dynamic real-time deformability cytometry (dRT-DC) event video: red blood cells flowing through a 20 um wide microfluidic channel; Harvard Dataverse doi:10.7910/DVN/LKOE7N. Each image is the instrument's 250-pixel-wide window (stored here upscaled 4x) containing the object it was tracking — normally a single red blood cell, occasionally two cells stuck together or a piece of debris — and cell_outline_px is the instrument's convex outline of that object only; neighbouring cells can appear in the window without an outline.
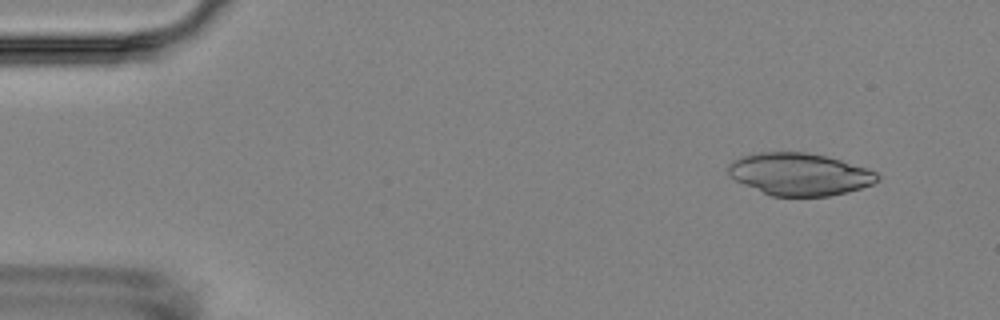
{"species": "Egyptian fruit bat (a non-hibernating species)", "species_latin": "Rousettus aegyptiacus", "temperature_condition": "room temperature", "stored_images_in_passage": 5, "camera_frame_rate_fps": 3000, "um_per_image_px": 0.085, "animal": {"sex": "female"}, "frame": {"image": 1, "passage_image": 2, "time_ms": 1.333, "image_size_px": [1000, 320], "cell_outline_px": [[880, 180], [872, 184], [848, 192], [828, 196], [772, 196], [744, 184], [736, 180], [728, 172], [728, 164], [732, 160], [740, 156], [760, 152], [804, 152], [824, 156], [840, 160], [868, 168], [876, 172], [880, 176]], "centroid_in_image_um": [67.97, 14.8], "position_along_channel_um": 17.0, "area_um2": 36.65}}